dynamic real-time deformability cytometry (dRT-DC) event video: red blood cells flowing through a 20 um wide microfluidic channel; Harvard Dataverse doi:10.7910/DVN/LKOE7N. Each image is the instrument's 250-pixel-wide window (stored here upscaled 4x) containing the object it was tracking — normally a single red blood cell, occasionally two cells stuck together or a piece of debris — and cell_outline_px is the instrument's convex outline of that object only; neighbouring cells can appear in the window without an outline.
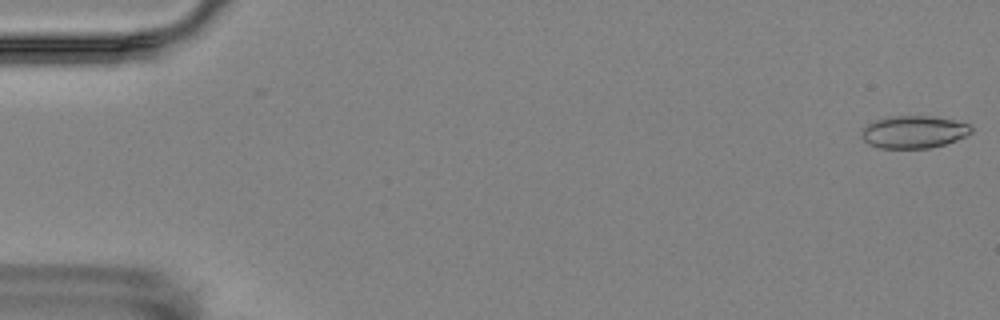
{"species": "Egyptian fruit bat (a non-hibernating species)", "species_latin": "Rousettus aegyptiacus", "temperature_condition": "room temperature", "stored_images_in_passage": 10, "camera_frame_rate_fps": 3000, "um_per_image_px": 0.085, "animal": {"sex": "female"}, "frame": {"image": 1, "passage_image": 1, "time_ms": 0.0, "image_size_px": [1000, 320], "cell_outline_px": [[972, 132], [956, 140], [944, 144], [928, 148], [880, 148], [868, 144], [860, 136], [860, 128], [864, 124], [888, 116], [932, 116], [972, 124]], "centroid_in_image_um": [77.61, 11.2], "position_along_channel_um": 7.4, "area_um2": 20.98}}
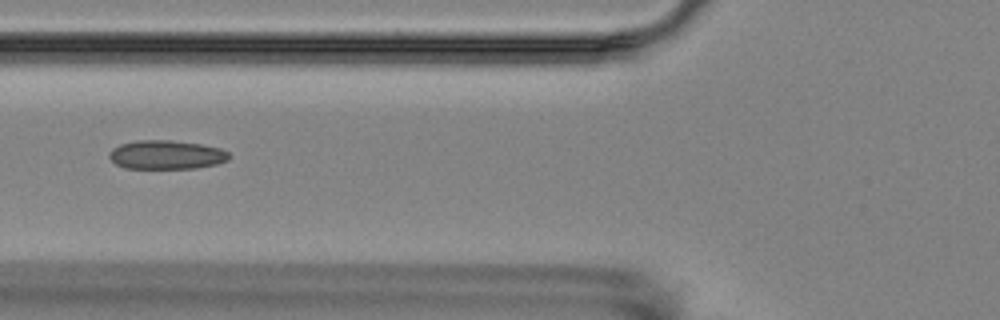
{"frame": {"image": 2, "passage_image": 7, "time_ms": 7.0, "image_size_px": [1000, 320], "cell_outline_px": [[228, 160], [216, 164], [196, 168], [124, 168], [116, 164], [108, 156], [108, 152], [112, 148], [120, 144], [136, 140], [172, 140], [200, 144], [220, 148], [228, 152]], "centroid_in_image_um": [14.1, 13.15], "position_along_channel_um": 111.7, "area_um2": 20.17}}
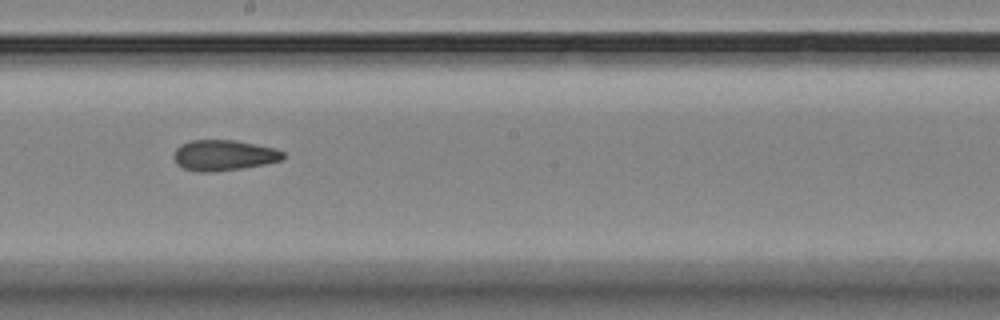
{"frame": {"image": 3, "passage_image": 10, "time_ms": 10.333, "image_size_px": [1000, 320], "cell_outline_px": [[288, 156], [284, 160], [264, 164], [240, 168], [212, 172], [196, 172], [184, 168], [176, 164], [172, 156], [176, 148], [180, 144], [192, 140], [236, 140], [276, 148], [284, 152]], "centroid_in_image_um": [19.03, 13.19], "position_along_channel_um": 229.2, "area_um2": 19.83}}